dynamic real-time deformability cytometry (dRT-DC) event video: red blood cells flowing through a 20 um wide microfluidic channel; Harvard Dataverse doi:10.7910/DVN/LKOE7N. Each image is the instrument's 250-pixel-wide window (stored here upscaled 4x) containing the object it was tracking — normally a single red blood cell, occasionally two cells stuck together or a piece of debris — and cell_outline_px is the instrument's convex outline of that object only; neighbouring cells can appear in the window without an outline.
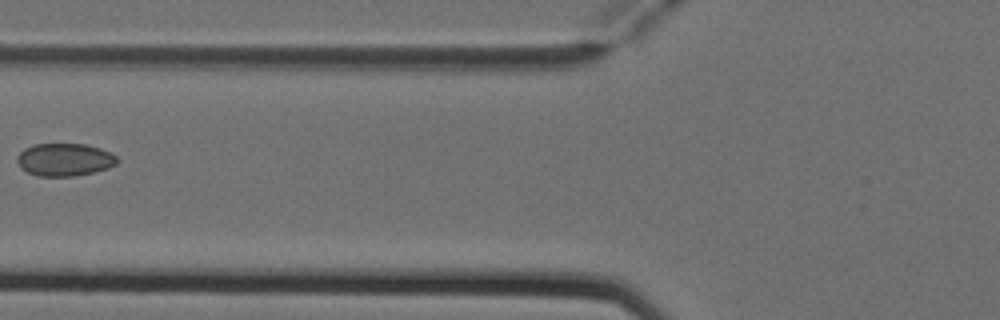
{"species": "Egyptian fruit bat (a non-hibernating species)", "species_latin": "Rousettus aegyptiacus", "temperature_condition": "cold", "stored_images_in_passage": 6, "camera_frame_rate_fps": 3000, "um_per_image_px": 0.085, "animal": {"sex": "female"}, "frame": {"image": 1, "passage_image": 5, "time_ms": 1.333, "image_size_px": [1000, 320], "cell_outline_px": [[120, 160], [116, 164], [108, 168], [96, 172], [76, 176], [36, 176], [20, 168], [16, 160], [16, 156], [24, 148], [32, 144], [84, 144], [100, 148], [116, 156]], "centroid_in_image_um": [5.47, 13.58], "position_along_channel_um": 120.3, "area_um2": 19.31}}
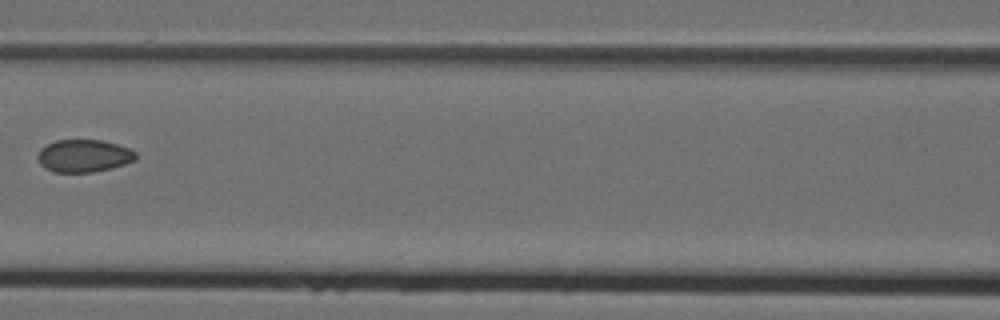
{"frame": {"image": 2, "passage_image": 6, "time_ms": 1.667, "image_size_px": [1000, 320], "cell_outline_px": [[136, 160], [112, 168], [92, 172], [52, 172], [44, 168], [40, 164], [36, 156], [40, 148], [56, 140], [104, 140], [128, 148], [136, 152]], "centroid_in_image_um": [7.1, 13.25], "position_along_channel_um": 159.5, "area_um2": 18.73}}